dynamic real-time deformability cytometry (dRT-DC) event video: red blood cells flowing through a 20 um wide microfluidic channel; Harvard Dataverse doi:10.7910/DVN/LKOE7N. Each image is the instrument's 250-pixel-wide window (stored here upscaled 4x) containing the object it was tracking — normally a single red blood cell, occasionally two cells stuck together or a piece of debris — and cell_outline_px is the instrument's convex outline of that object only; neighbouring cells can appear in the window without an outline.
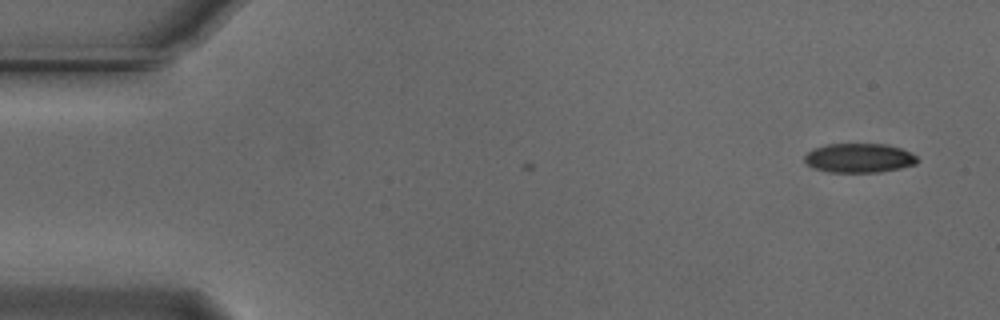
{"species": "Egyptian fruit bat (a non-hibernating species)", "species_latin": "Rousettus aegyptiacus", "temperature_condition": "cold", "stored_images_in_passage": 3, "camera_frame_rate_fps": 3000, "um_per_image_px": 0.085, "animal": {"sex": "male"}, "frame": {"image": 1, "passage_image": 3, "time_ms": 0.667, "image_size_px": [1000, 320], "cell_outline_px": [[920, 160], [916, 164], [900, 168], [880, 172], [828, 172], [812, 168], [804, 160], [804, 156], [812, 148], [828, 144], [888, 144], [900, 148], [916, 156]], "centroid_in_image_um": [73.01, 13.43], "position_along_channel_um": 12.0, "area_um2": 19.31}}